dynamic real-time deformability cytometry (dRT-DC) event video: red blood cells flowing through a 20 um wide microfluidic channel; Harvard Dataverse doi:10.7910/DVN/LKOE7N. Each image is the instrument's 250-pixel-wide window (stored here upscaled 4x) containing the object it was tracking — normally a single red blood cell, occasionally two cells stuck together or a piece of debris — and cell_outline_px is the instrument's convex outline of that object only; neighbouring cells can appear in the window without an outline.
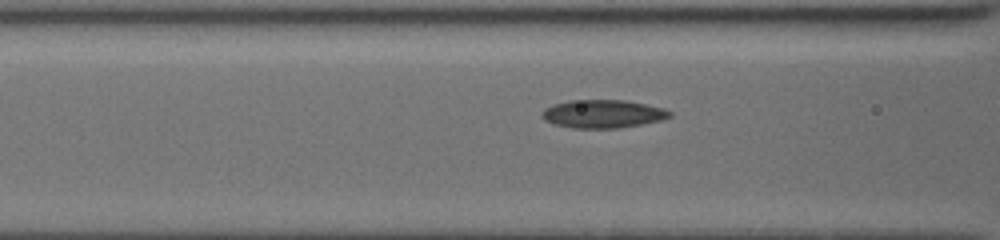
{"species": "common noctule bat (a hibernating species)", "species_latin": "Nyctalus noctula", "temperature_condition": "cold", "stored_images_in_passage": 25, "camera_frame_rate_fps": 3000, "um_per_image_px": 0.085, "animal": {"sex": "female", "body_mass_g": 19.5, "forearm_length_mm": 54.1}, "frame": {"image": 1, "passage_image": 23, "time_ms": 4.667, "image_size_px": [1000, 240], "cell_outline_px": [[672, 116], [660, 120], [620, 128], [572, 128], [552, 124], [544, 120], [540, 116], [540, 112], [544, 108], [552, 104], [568, 100], [624, 100], [664, 108], [672, 112]], "centroid_in_image_um": [51.17, 9.68], "position_along_channel_um": 115.4, "area_um2": 21.15}}